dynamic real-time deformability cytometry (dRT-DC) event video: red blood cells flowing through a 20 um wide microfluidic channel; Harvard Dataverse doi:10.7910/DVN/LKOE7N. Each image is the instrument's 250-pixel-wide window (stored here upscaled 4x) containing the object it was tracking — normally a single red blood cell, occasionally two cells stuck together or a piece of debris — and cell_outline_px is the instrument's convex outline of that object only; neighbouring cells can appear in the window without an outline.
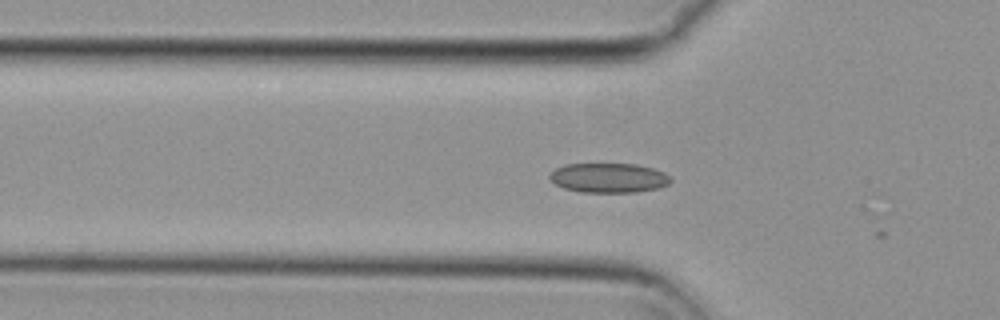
{"species": "common noctule bat (a hibernating species)", "species_latin": "Nyctalus noctula", "temperature_condition": "cold", "stored_images_in_passage": 5, "camera_frame_rate_fps": 3000, "um_per_image_px": 0.085, "animal": {"sex": "female", "body_mass_g": 29.2, "forearm_length_mm": 56.3}, "frame": {"image": 1, "passage_image": 4, "time_ms": 1.0, "image_size_px": [1000, 320], "cell_outline_px": [[672, 180], [668, 184], [660, 188], [636, 192], [580, 192], [564, 188], [556, 184], [548, 176], [556, 168], [564, 164], [636, 164], [652, 168], [664, 172], [672, 176]], "centroid_in_image_um": [51.78, 15.12], "position_along_channel_um": 74.0, "area_um2": 20.92}}